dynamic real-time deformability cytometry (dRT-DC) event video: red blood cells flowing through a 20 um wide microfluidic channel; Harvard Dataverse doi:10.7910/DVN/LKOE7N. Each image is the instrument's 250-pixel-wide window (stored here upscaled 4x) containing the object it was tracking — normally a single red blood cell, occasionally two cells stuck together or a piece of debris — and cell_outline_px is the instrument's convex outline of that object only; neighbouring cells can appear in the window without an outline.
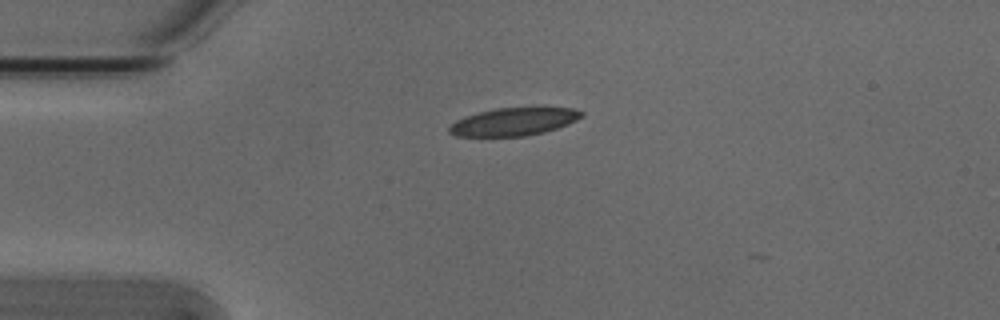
{"species": "Egyptian fruit bat (a non-hibernating species)", "species_latin": "Rousettus aegyptiacus", "temperature_condition": "cold", "stored_images_in_passage": 2, "camera_frame_rate_fps": 3000, "um_per_image_px": 0.085, "animal": {"sex": "male"}, "frame": {"image": 1, "passage_image": 1, "time_ms": 0.0, "image_size_px": [1000, 320], "cell_outline_px": [[584, 116], [568, 124], [544, 132], [524, 136], [456, 136], [448, 132], [448, 128], [456, 120], [464, 116], [496, 108], [544, 104], [572, 108], [584, 112]], "centroid_in_image_um": [43.76, 10.28], "position_along_channel_um": 41.2, "area_um2": 22.37}}